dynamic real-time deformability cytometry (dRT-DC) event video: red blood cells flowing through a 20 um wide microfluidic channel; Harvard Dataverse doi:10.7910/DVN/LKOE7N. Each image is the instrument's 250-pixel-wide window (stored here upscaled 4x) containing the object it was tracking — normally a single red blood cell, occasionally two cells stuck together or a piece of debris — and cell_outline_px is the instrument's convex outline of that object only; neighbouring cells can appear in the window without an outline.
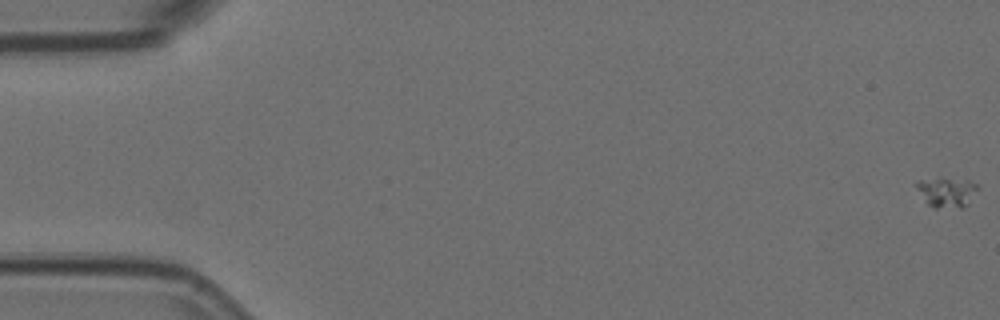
{"species": "Egyptian fruit bat (a non-hibernating species)", "species_latin": "Rousettus aegyptiacus", "temperature_condition": "room temperature", "stored_images_in_passage": 6, "camera_frame_rate_fps": 3000, "um_per_image_px": 0.085, "animal": {"sex": "female"}, "frame": {"image": 1, "passage_image": 1, "time_ms": 0.0, "image_size_px": [1000, 320], "cell_outline_px": [[980, 184], [968, 204], [964, 208], [932, 208], [928, 204], [916, 188], [916, 180], [968, 180]], "centroid_in_image_um": [80.5, 16.38], "position_along_channel_um": 4.5, "area_um2": 10.4}}
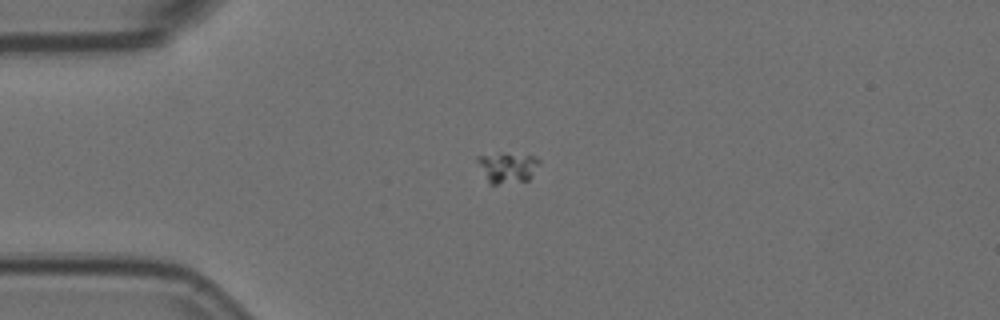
{"frame": {"image": 2, "passage_image": 5, "time_ms": 1.333, "image_size_px": [1000, 320], "cell_outline_px": [[540, 164], [532, 176], [528, 180], [496, 184], [492, 184], [488, 180], [476, 160], [476, 156], [500, 152], [536, 156], [540, 160]], "centroid_in_image_um": [43.16, 14.19], "position_along_channel_um": 41.8, "area_um2": 11.04}}